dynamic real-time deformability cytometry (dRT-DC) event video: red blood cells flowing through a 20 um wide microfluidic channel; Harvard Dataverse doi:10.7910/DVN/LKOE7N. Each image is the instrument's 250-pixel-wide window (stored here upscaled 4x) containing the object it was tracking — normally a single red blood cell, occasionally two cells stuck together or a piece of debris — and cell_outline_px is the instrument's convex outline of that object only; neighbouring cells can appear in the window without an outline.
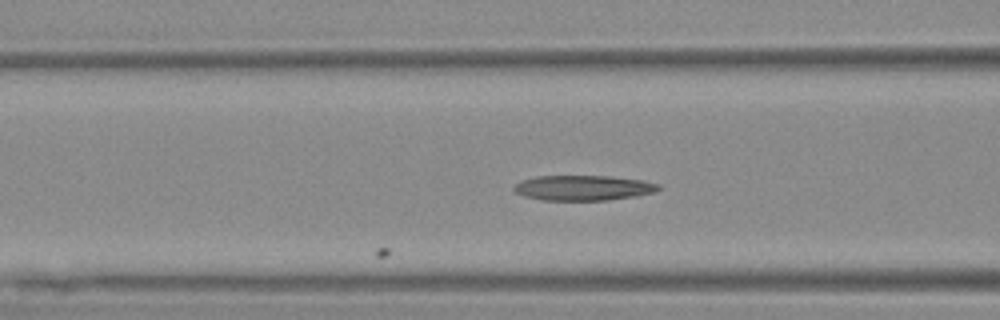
{"species": "Egyptian fruit bat (a non-hibernating species)", "species_latin": "Rousettus aegyptiacus", "temperature_condition": "warm", "stored_images_in_passage": 17, "camera_frame_rate_fps": 3000, "um_per_image_px": 0.085, "animal": {"sex": "female"}, "frame": {"image": 1, "passage_image": 17, "time_ms": 5.333, "image_size_px": [1000, 320], "cell_outline_px": [[660, 188], [652, 192], [640, 196], [608, 200], [540, 200], [524, 196], [516, 192], [512, 188], [516, 184], [524, 180], [536, 176], [608, 176], [644, 180], [660, 184]], "centroid_in_image_um": [49.6, 15.97], "position_along_channel_um": 117.0, "area_um2": 21.21}}